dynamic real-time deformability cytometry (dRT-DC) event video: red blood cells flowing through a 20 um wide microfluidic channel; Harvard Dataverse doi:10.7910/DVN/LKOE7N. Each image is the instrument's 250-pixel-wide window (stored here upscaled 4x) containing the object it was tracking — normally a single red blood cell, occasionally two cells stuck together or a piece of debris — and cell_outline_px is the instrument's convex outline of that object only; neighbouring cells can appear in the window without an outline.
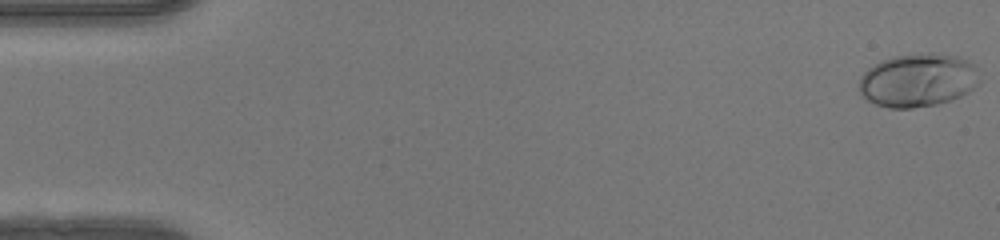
{"species": "human", "species_latin": "Homo sapiens", "temperature_condition": "warm", "stored_images_in_passage": 51, "camera_frame_rate_fps": 3000, "um_per_image_px": 0.085, "donor": {"sex": "female"}, "frame": {"image": 1, "passage_image": 1, "time_ms": 0.0, "image_size_px": [1000, 240], "cell_outline_px": [[980, 80], [968, 92], [960, 96], [936, 104], [912, 108], [888, 108], [876, 104], [868, 100], [860, 92], [860, 76], [868, 68], [880, 60], [892, 56], [928, 52], [932, 52], [956, 56], [972, 64], [976, 68]], "centroid_in_image_um": [77.99, 6.8], "position_along_channel_um": 7.0, "area_um2": 37.34}}
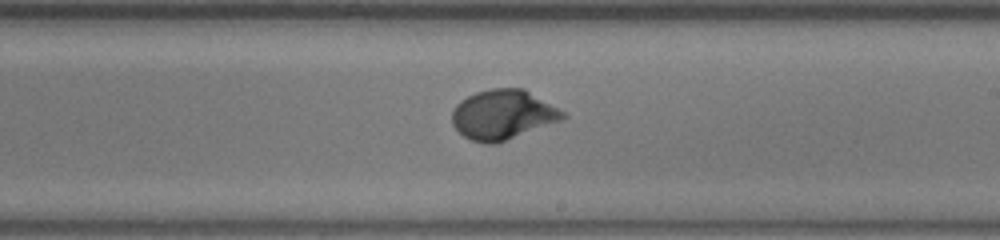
{"frame": {"image": 2, "passage_image": 30, "time_ms": 9.667, "image_size_px": [1000, 240], "cell_outline_px": [[568, 116], [560, 120], [504, 140], [492, 144], [484, 144], [472, 140], [464, 136], [452, 124], [452, 112], [456, 104], [460, 100], [476, 92], [492, 88], [524, 88], [564, 112]], "centroid_in_image_um": [42.7, 9.72], "position_along_channel_um": 246.3, "area_um2": 31.5}}
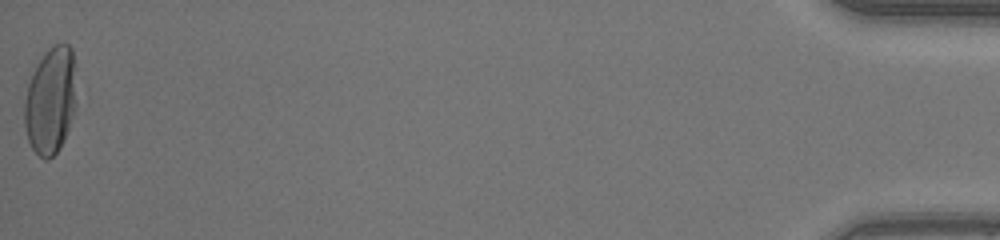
{"frame": {"image": 3, "passage_image": 51, "time_ms": 16.667, "image_size_px": [1000, 240], "cell_outline_px": [[76, 104], [68, 128], [60, 148], [48, 160], [44, 160], [32, 148], [28, 140], [24, 124], [24, 100], [28, 84], [36, 64], [48, 48], [56, 44], [68, 44], [72, 48]], "centroid_in_image_um": [4.27, 8.55], "position_along_channel_um": 430.9, "area_um2": 32.19}, "authors_computed_cell_mechanics": {"area_um2": 30.7496, "velocity_mm_per_s": 4.1185, "shape_relaxation_time_tau1_ms": 4.2677, "shape_relaxation_time_tau2_ms": null, "deformation_change_tau1": 0.2167, "deformation_change_tau2": null}}